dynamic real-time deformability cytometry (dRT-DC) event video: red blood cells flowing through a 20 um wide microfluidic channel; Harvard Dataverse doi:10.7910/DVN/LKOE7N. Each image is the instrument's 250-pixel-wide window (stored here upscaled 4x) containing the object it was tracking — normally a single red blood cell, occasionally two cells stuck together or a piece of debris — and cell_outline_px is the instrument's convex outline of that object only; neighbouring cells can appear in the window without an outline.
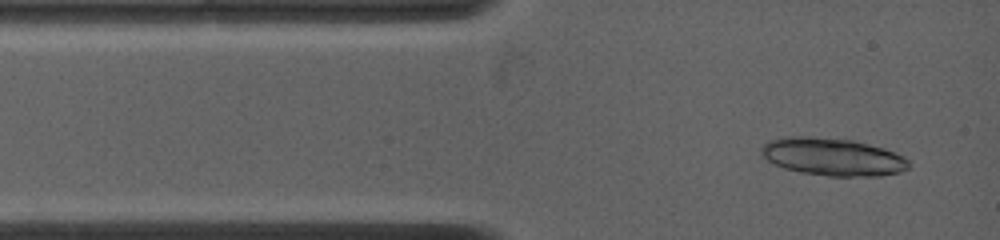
{"species": "common noctule bat (a hibernating species)", "species_latin": "Nyctalus noctula", "temperature_condition": "warm", "stored_images_in_passage": 2, "camera_frame_rate_fps": 4500, "um_per_image_px": 0.085, "animal": {"sex": "female", "body_mass_g": 19.0, "forearm_length_mm": 53.3}, "frame": {"image": 1, "passage_image": 1, "time_ms": 0.0, "image_size_px": [1000, 240], "cell_outline_px": [[908, 168], [900, 172], [880, 176], [828, 176], [800, 172], [784, 168], [768, 160], [760, 152], [760, 148], [768, 140], [788, 136], [808, 136], [852, 140], [884, 148], [904, 156], [908, 160]], "centroid_in_image_um": [70.77, 13.33], "position_along_channel_um": 14.2, "area_um2": 32.31}}